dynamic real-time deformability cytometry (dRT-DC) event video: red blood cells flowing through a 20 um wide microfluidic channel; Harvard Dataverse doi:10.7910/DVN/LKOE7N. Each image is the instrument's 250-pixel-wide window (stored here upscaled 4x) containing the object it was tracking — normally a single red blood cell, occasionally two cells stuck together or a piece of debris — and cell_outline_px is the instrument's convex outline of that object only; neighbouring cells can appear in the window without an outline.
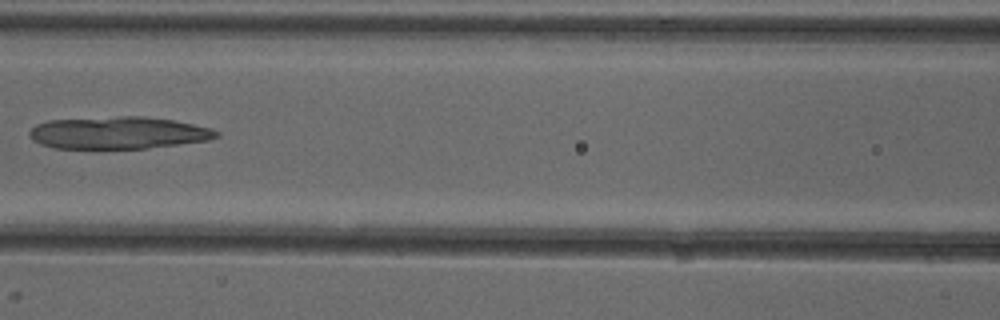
{"species": "common noctule bat (a hibernating species)", "species_latin": "Nyctalus noctula", "temperature_condition": "cold", "stored_images_in_passage": 8, "camera_frame_rate_fps": 3000, "um_per_image_px": 0.085, "animal": {"sex": "female"}, "frame": {"image": 1, "passage_image": 7, "time_ms": 7.0, "image_size_px": [1000, 320], "cell_outline_px": [[220, 136], [208, 140], [148, 148], [52, 148], [40, 144], [32, 140], [28, 136], [28, 132], [36, 124], [48, 120], [120, 116], [144, 116], [172, 120], [212, 128], [220, 132]], "centroid_in_image_um": [10.03, 11.28], "position_along_channel_um": 156.6, "area_um2": 35.2}}
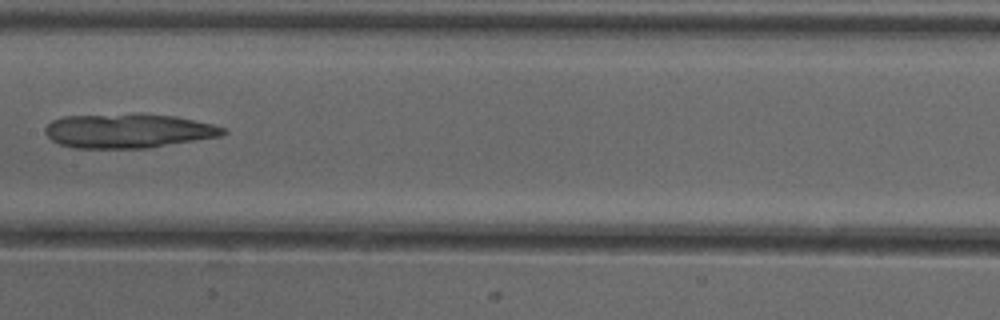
{"frame": {"image": 2, "passage_image": 8, "time_ms": 8.0, "image_size_px": [1000, 320], "cell_outline_px": [[228, 132], [220, 136], [148, 148], [76, 148], [60, 144], [52, 140], [44, 132], [44, 128], [52, 120], [64, 116], [176, 116], [212, 124], [224, 128]], "centroid_in_image_um": [10.89, 11.16], "position_along_channel_um": 196.5, "area_um2": 34.39}}